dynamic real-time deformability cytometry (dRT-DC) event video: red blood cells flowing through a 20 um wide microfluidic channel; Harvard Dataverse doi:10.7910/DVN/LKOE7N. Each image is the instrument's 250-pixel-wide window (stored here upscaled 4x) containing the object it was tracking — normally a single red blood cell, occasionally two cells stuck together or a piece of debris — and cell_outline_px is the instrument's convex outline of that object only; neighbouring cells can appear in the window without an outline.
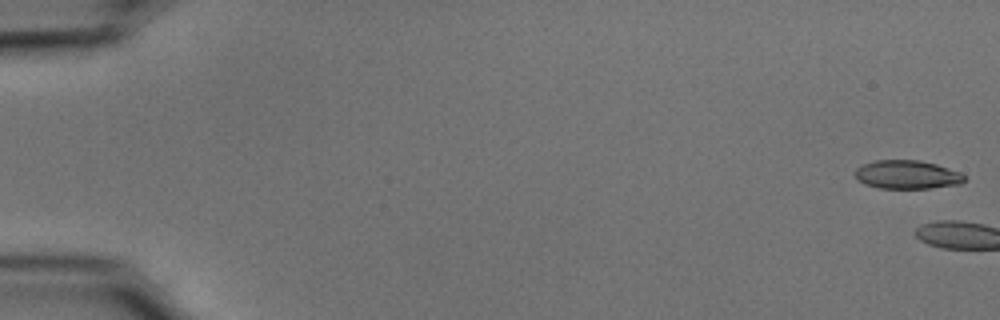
{"species": "common noctule bat (a hibernating species)", "species_latin": "Nyctalus noctula", "temperature_condition": "cold", "stored_images_in_passage": 4, "camera_frame_rate_fps": 3000, "um_per_image_px": 0.085, "animal": {"sex": "male", "body_mass_g": 15.6}, "frame": {"image": 1, "passage_image": 1, "time_ms": 0.0, "image_size_px": [1000, 320], "cell_outline_px": [[964, 180], [960, 184], [928, 188], [880, 188], [864, 184], [856, 176], [856, 168], [864, 164], [876, 160], [920, 160], [936, 164], [960, 172], [964, 176]], "centroid_in_image_um": [77.11, 14.84], "position_along_channel_um": 7.9, "area_um2": 17.98}}